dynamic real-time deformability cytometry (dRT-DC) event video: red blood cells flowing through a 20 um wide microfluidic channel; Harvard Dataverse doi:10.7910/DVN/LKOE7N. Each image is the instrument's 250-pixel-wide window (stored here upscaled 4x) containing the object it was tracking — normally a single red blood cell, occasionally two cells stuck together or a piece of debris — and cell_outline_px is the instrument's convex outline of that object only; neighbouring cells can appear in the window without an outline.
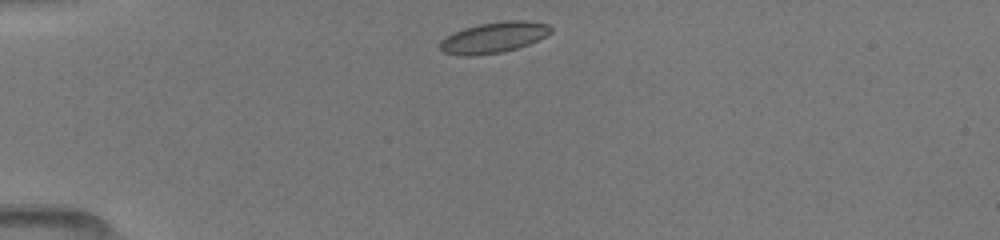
{"species": "common noctule bat (a hibernating species)", "species_latin": "Nyctalus noctula", "temperature_condition": "room temperature", "stored_images_in_passage": 24, "camera_frame_rate_fps": 3000, "um_per_image_px": 0.085, "animal": {"sex": "female", "body_mass_g": 19.5, "forearm_length_mm": 54.1}, "frame": {"image": 1, "passage_image": 1, "time_ms": 0.0, "image_size_px": [1000, 240], "cell_outline_px": [[552, 32], [528, 44], [504, 52], [472, 56], [464, 56], [444, 52], [440, 48], [440, 40], [444, 36], [452, 32], [464, 28], [480, 24], [508, 20], [524, 20], [548, 24], [552, 28]], "centroid_in_image_um": [41.94, 3.18], "position_along_channel_um": 43.1, "area_um2": 19.88}}
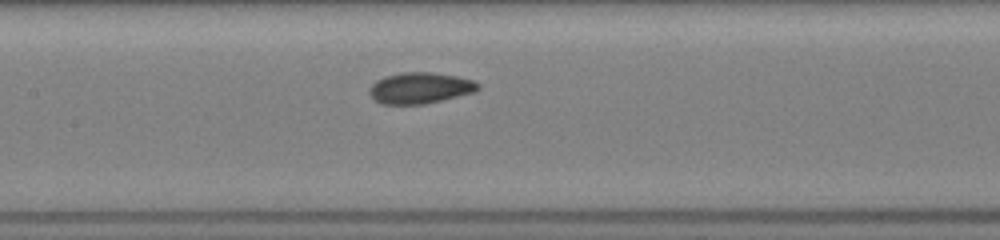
{"frame": {"image": 2, "passage_image": 13, "time_ms": 4.0, "image_size_px": [1000, 240], "cell_outline_px": [[480, 88], [476, 92], [424, 104], [380, 104], [368, 92], [368, 88], [376, 80], [384, 76], [400, 72], [432, 72], [456, 76], [476, 80], [480, 84]], "centroid_in_image_um": [35.72, 7.47], "position_along_channel_um": 171.7, "area_um2": 19.94}}
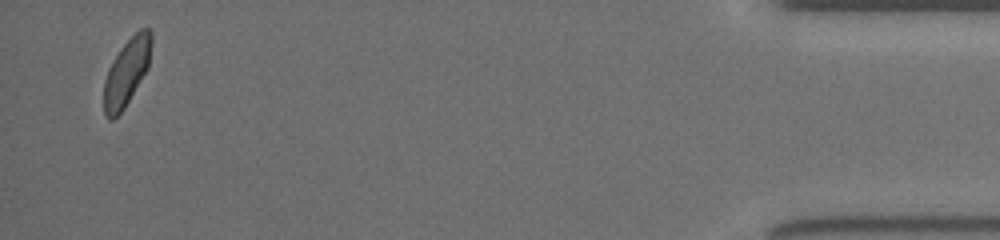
{"frame": {"image": 3, "passage_image": 24, "time_ms": 12.0, "image_size_px": [1000, 240], "cell_outline_px": [[152, 40], [148, 68], [124, 108], [112, 120], [108, 120], [104, 112], [104, 80], [108, 68], [120, 48], [140, 28], [148, 28], [152, 32]], "centroid_in_image_um": [10.76, 6.12], "position_along_channel_um": 424.4, "area_um2": 18.38}}